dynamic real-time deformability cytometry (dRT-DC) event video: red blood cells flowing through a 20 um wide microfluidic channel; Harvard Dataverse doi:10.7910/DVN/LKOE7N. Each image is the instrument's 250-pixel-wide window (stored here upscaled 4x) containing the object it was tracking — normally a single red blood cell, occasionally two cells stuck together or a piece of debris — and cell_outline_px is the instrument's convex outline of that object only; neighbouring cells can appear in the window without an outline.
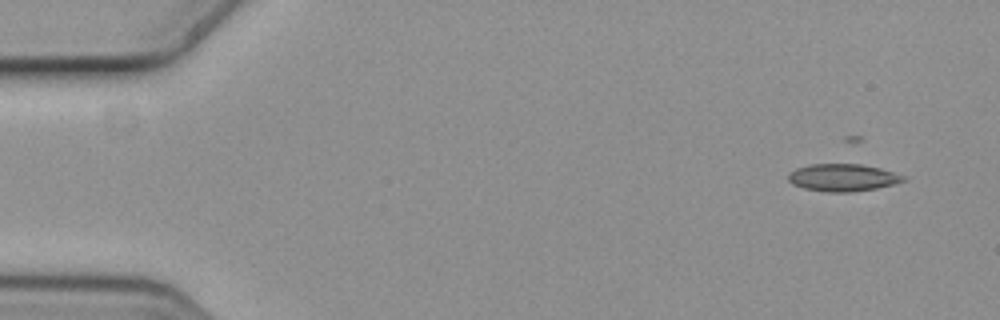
{"species": "common noctule bat (a hibernating species)", "species_latin": "Nyctalus noctula", "temperature_condition": "cold", "stored_images_in_passage": 5, "segment_of_instrument_passage": [1, 2], "camera_frame_rate_fps": 3000, "um_per_image_px": 0.085, "animal": {"sex": "female", "body_mass_g": 19.3, "forearm_length_mm": 54.1}, "frame": {"image": 1, "passage_image": 1, "time_ms": 0.0, "image_size_px": [1000, 320], "cell_outline_px": [[904, 180], [892, 184], [876, 188], [848, 192], [828, 192], [804, 188], [792, 184], [788, 180], [788, 172], [796, 168], [808, 164], [860, 164], [880, 168], [904, 176]], "centroid_in_image_um": [71.56, 15.08], "position_along_channel_um": 13.4, "area_um2": 18.15}}
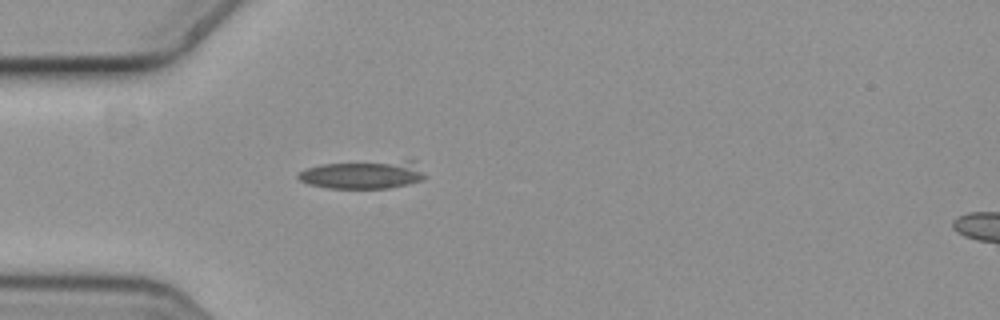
{"frame": {"image": 2, "passage_image": 4, "time_ms": 1.0, "image_size_px": [1000, 320], "cell_outline_px": [[424, 176], [420, 180], [388, 188], [328, 188], [308, 184], [300, 180], [296, 176], [300, 172], [308, 168], [320, 164], [408, 160], [416, 160]], "centroid_in_image_um": [30.82, 14.83], "position_along_channel_um": 54.2, "area_um2": 20.52}}